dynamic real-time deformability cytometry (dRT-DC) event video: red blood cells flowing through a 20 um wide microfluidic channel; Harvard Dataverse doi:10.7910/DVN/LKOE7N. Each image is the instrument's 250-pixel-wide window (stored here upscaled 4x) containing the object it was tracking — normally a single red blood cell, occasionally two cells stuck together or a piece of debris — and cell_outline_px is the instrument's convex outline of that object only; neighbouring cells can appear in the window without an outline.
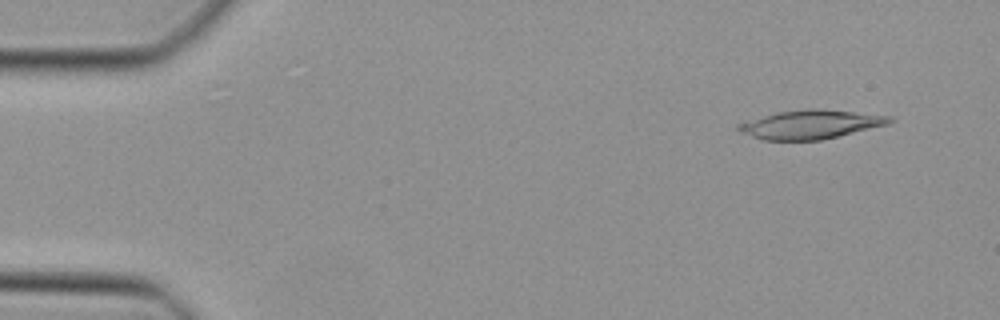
{"species": "Egyptian fruit bat (a non-hibernating species)", "species_latin": "Rousettus aegyptiacus", "temperature_condition": "cold", "stored_images_in_passage": 7, "camera_frame_rate_fps": 3000, "um_per_image_px": 0.085, "animal": {"sex": "female"}, "frame": {"image": 1, "passage_image": 1, "time_ms": 0.0, "image_size_px": [1000, 320], "cell_outline_px": [[896, 120], [888, 124], [820, 140], [764, 140], [740, 132], [736, 128], [736, 124], [744, 120], [780, 112], [808, 108], [816, 108], [892, 116]], "centroid_in_image_um": [68.87, 10.57], "position_along_channel_um": 16.1, "area_um2": 25.26}}